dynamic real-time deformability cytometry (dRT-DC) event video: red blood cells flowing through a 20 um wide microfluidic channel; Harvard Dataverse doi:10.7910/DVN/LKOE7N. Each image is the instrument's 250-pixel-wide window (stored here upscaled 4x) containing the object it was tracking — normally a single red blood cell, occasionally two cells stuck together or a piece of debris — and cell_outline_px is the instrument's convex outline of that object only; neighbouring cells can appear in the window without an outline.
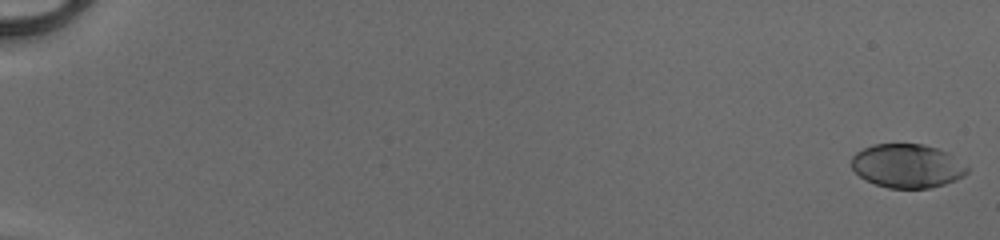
{"species": "human", "species_latin": "Homo sapiens", "temperature_condition": "cold", "stored_images_in_passage": 53, "camera_frame_rate_fps": 3000, "um_per_image_px": 0.085, "donor": {"sex": "male"}, "frame": {"image": 1, "passage_image": 1, "time_ms": 0.0, "image_size_px": [1000, 240], "cell_outline_px": [[968, 172], [964, 176], [956, 180], [944, 184], [928, 188], [888, 188], [864, 180], [852, 168], [852, 156], [856, 152], [872, 144], [924, 144], [948, 152], [968, 168]], "centroid_in_image_um": [77.1, 14.1], "position_along_channel_um": 7.9, "area_um2": 29.48}}
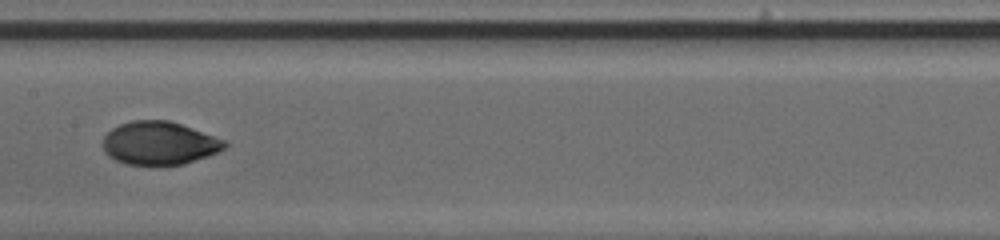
{"frame": {"image": 2, "passage_image": 30, "time_ms": 9.667, "image_size_px": [1000, 240], "cell_outline_px": [[228, 144], [224, 148], [216, 152], [184, 164], [124, 164], [108, 156], [104, 152], [104, 136], [112, 128], [120, 124], [132, 120], [168, 120], [192, 128], [224, 140]], "centroid_in_image_um": [13.5, 12.16], "position_along_channel_um": 193.9, "area_um2": 30.17}}
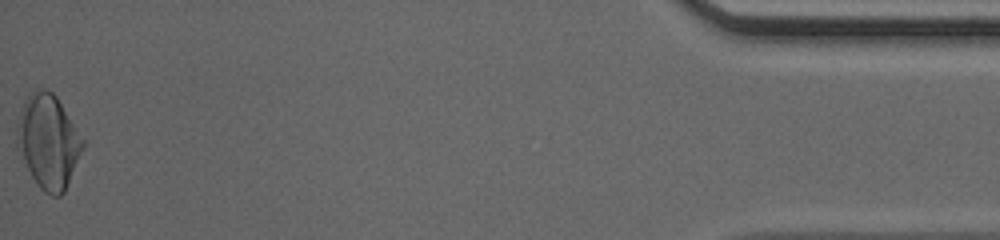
{"frame": {"image": 3, "passage_image": 53, "time_ms": 17.333, "image_size_px": [1000, 240], "cell_outline_px": [[84, 144], [64, 192], [60, 196], [52, 196], [44, 192], [36, 184], [16, 148], [16, 128], [20, 112], [24, 100], [32, 88], [44, 88], [52, 92], [56, 96], [84, 140]], "centroid_in_image_um": [4.06, 12.0], "position_along_channel_um": 431.1, "area_um2": 35.89}, "authors_computed_cell_mechanics": {"area_um2": 30.923, "velocity_mm_per_s": 4.1361, "shape_relaxation_time_tau1_ms": 4.0677, "shape_relaxation_time_tau2_ms": 0.8477, "deformation_change_tau1": 0.1621, "deformation_change_tau2": 0.0369}}